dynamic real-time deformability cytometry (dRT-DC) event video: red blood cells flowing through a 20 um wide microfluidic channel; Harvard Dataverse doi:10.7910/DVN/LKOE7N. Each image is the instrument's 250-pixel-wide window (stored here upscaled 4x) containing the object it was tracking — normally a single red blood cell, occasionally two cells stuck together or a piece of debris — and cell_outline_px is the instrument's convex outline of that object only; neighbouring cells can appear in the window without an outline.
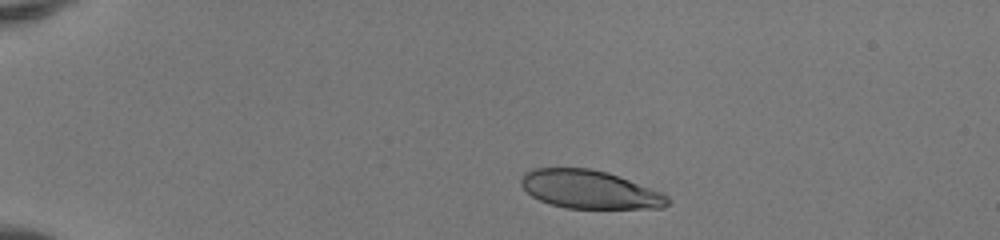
{"species": "human", "species_latin": "Homo sapiens", "temperature_condition": "room temperature", "stored_images_in_passage": 40, "camera_frame_rate_fps": 3000, "um_per_image_px": 0.085, "donor": {"sex": "female"}, "frame": {"image": 1, "passage_image": 1, "time_ms": 0.0, "image_size_px": [1000, 240], "cell_outline_px": [[668, 204], [660, 208], [568, 208], [552, 204], [540, 200], [532, 196], [520, 184], [520, 180], [524, 172], [532, 168], [592, 168], [608, 172], [660, 192], [668, 196]], "centroid_in_image_um": [50.07, 16.09], "position_along_channel_um": 34.9, "area_um2": 32.43}}
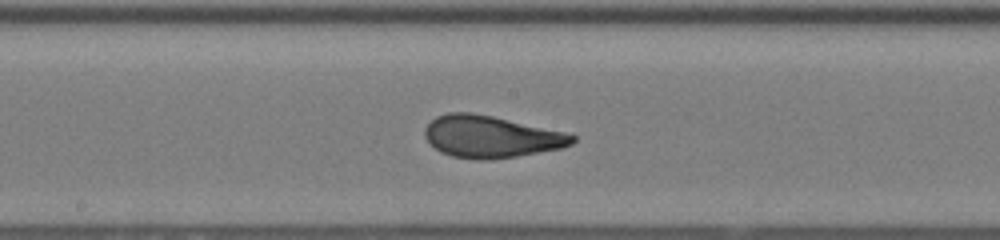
{"frame": {"image": 2, "passage_image": 19, "time_ms": 6.0, "image_size_px": [1000, 240], "cell_outline_px": [[576, 140], [572, 144], [560, 148], [516, 156], [484, 160], [480, 160], [452, 156], [440, 152], [424, 136], [424, 128], [436, 116], [448, 112], [472, 112], [492, 116], [564, 132], [576, 136]], "centroid_in_image_um": [41.7, 11.61], "position_along_channel_um": 206.5, "area_um2": 35.72}}
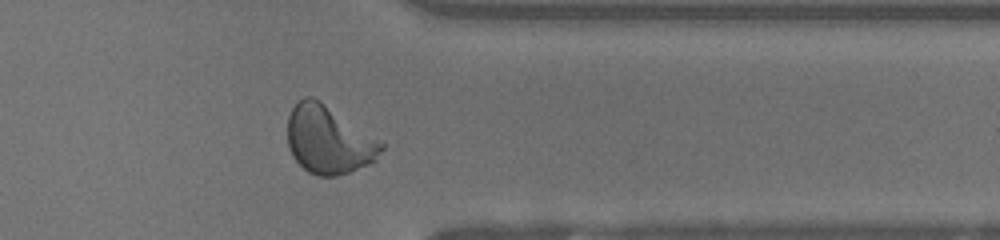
{"frame": {"image": 3, "passage_image": 32, "time_ms": 10.333, "image_size_px": [1000, 240], "cell_outline_px": [[384, 148], [376, 160], [368, 164], [348, 172], [336, 176], [316, 176], [308, 172], [292, 156], [288, 148], [288, 116], [292, 108], [304, 96], [312, 96], [320, 100], [384, 144]], "centroid_in_image_um": [27.9, 11.89], "position_along_channel_um": 383.5, "area_um2": 36.76}, "authors_computed_cell_mechanics": {"area_um2": 35.6626, "velocity_mm_per_s": 4.1502, "shape_relaxation_time_tau1_ms": 4.9544, "shape_relaxation_time_tau2_ms": null, "deformation_change_tau1": 0.2124, "deformation_change_tau2": null}}